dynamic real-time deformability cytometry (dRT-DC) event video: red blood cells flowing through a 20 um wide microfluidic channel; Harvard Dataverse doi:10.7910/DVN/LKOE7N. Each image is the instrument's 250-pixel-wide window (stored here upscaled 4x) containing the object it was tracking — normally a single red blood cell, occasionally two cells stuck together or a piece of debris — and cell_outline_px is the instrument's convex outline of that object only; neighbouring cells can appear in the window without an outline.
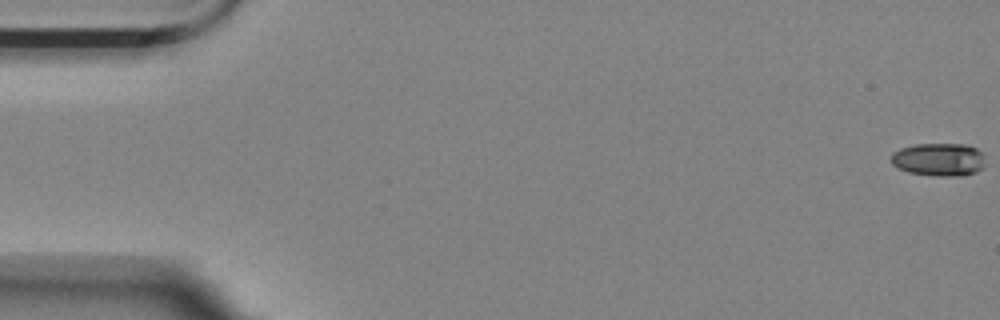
{"species": "Egyptian fruit bat (a non-hibernating species)", "species_latin": "Rousettus aegyptiacus", "temperature_condition": "room temperature", "stored_images_in_passage": 57, "camera_frame_rate_fps": 3000, "um_per_image_px": 0.085, "animal": {"sex": "female"}, "frame": {"image": 1, "passage_image": 1, "time_ms": 0.0, "image_size_px": [1000, 320], "cell_outline_px": [[984, 168], [976, 172], [964, 176], [936, 176], [908, 172], [892, 164], [892, 152], [900, 148], [916, 144], [968, 144], [976, 148], [984, 156]], "centroid_in_image_um": [79.84, 13.56], "position_along_channel_um": 5.2, "area_um2": 18.26}}
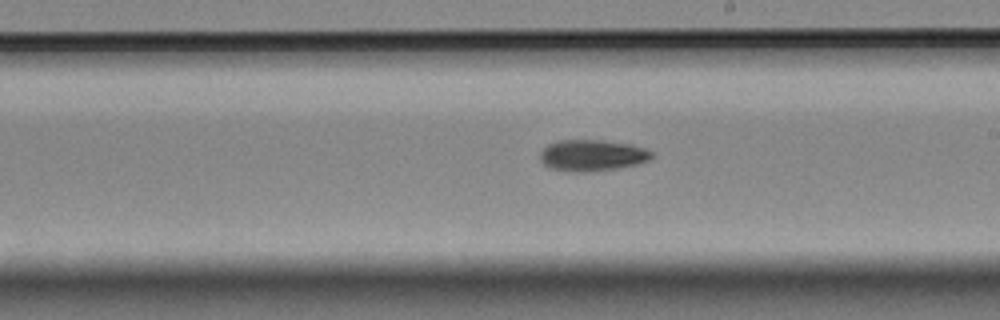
{"frame": {"image": 2, "passage_image": 33, "time_ms": 10.667, "image_size_px": [1000, 320], "cell_outline_px": [[652, 156], [648, 160], [636, 164], [616, 168], [588, 172], [576, 172], [548, 168], [540, 160], [540, 152], [548, 144], [560, 140], [600, 140], [628, 144], [644, 148], [652, 152]], "centroid_in_image_um": [50.28, 13.21], "position_along_channel_um": 238.7, "area_um2": 20.17}}
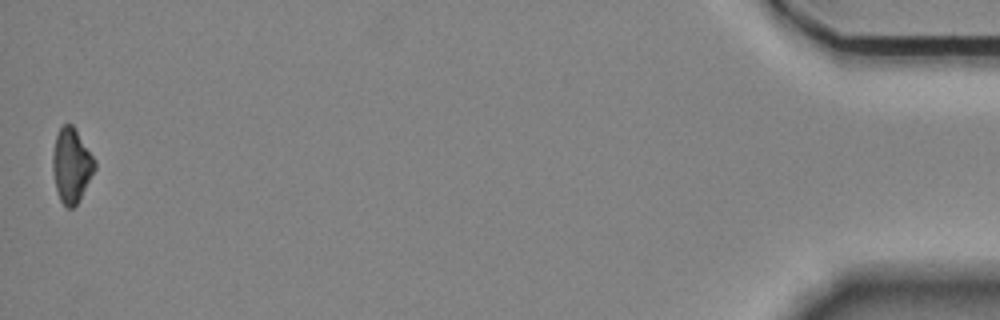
{"frame": {"image": 3, "passage_image": 57, "time_ms": 18.667, "image_size_px": [1000, 320], "cell_outline_px": [[96, 168], [80, 200], [72, 208], [68, 208], [60, 200], [56, 188], [52, 168], [52, 156], [56, 136], [60, 128], [64, 124], [72, 124], [96, 160]], "centroid_in_image_um": [6.08, 14.07], "position_along_channel_um": 429.1, "area_um2": 18.15}, "authors_computed_cell_mechanics": {"area_um2": 18.9584, "velocity_mm_per_s": 3.5387, "shape_relaxation_time_tau1_ms": 8.7016, "shape_relaxation_time_tau2_ms": null, "deformation_change_tau1": 0.1721, "deformation_change_tau2": null}}